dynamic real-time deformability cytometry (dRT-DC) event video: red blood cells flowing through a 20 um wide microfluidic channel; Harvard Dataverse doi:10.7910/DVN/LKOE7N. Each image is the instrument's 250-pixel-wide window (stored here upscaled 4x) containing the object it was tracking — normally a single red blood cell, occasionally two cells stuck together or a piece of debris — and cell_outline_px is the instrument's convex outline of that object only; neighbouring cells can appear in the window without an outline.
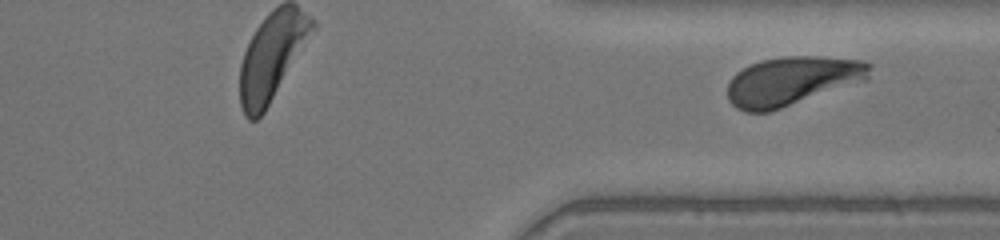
{"species": "human", "species_latin": "Homo sapiens", "temperature_condition": "warm", "stored_images_in_passage": 28, "segment_of_instrument_passage": [2, 2], "camera_frame_rate_fps": 3000, "um_per_image_px": 0.085, "donor": {"sex": "female"}, "frame": {"image": 1, "passage_image": 28, "time_ms": 9.0, "image_size_px": [1000, 240], "cell_outline_px": [[872, 68], [868, 80], [768, 112], [744, 112], [736, 108], [728, 100], [728, 80], [736, 72], [752, 64], [764, 60], [784, 56], [816, 56], [864, 60], [872, 64]], "centroid_in_image_um": [67.36, 6.88], "position_along_channel_um": 344.0, "area_um2": 40.63}}